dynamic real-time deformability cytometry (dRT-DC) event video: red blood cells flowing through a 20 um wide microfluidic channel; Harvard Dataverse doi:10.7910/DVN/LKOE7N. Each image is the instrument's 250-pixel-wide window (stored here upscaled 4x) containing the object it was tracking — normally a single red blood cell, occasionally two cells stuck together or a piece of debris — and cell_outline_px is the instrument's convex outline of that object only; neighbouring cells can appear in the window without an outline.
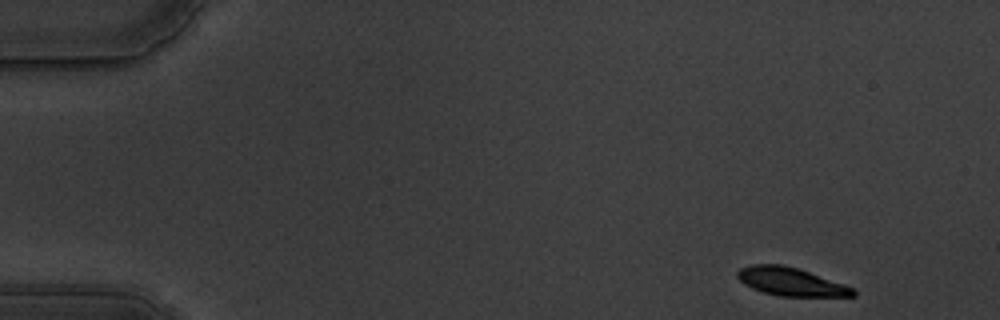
{"species": "common noctule bat (a hibernating species)", "species_latin": "Nyctalus noctula", "temperature_condition": "warm", "stored_images_in_passage": 54, "camera_frame_rate_fps": 3000, "um_per_image_px": 0.085, "animal": {"sex": "male", "body_mass_g": 19.5, "forearm_length_mm": 54.6}, "frame": {"image": 1, "passage_image": 1, "time_ms": 0.0, "image_size_px": [1000, 320], "cell_outline_px": [[856, 296], [780, 296], [764, 292], [752, 288], [744, 284], [736, 276], [736, 272], [740, 268], [752, 264], [780, 264], [796, 268], [856, 288]], "centroid_in_image_um": [67.21, 23.94], "position_along_channel_um": 17.8, "area_um2": 18.84}}
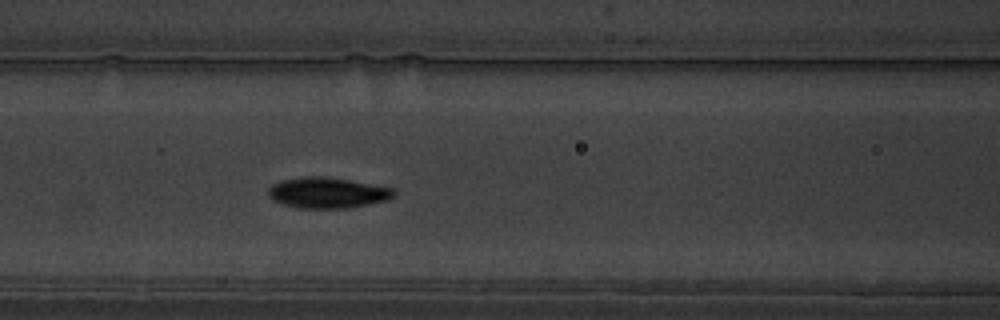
{"frame": {"image": 2, "passage_image": 21, "time_ms": 6.667, "image_size_px": [1000, 320], "cell_outline_px": [[396, 196], [388, 200], [348, 208], [300, 208], [284, 204], [272, 200], [268, 196], [268, 188], [272, 184], [284, 180], [304, 176], [324, 176], [348, 180], [392, 188], [396, 192]], "centroid_in_image_um": [27.83, 16.39], "position_along_channel_um": 138.8, "area_um2": 22.43}}
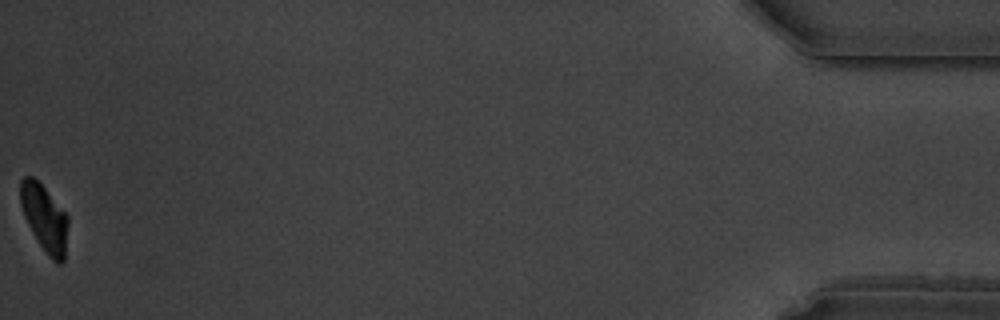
{"frame": {"image": 3, "passage_image": 54, "time_ms": 17.667, "image_size_px": [1000, 320], "cell_outline_px": [[68, 224], [64, 260], [60, 264], [56, 264], [48, 256], [32, 232], [24, 216], [20, 204], [20, 180], [24, 176], [32, 176], [44, 188], [68, 216]], "centroid_in_image_um": [3.78, 18.56], "position_along_channel_um": 431.4, "area_um2": 18.32}, "authors_computed_cell_mechanics": {"area_um2": 21.3282, "velocity_mm_per_s": 3.5041, "shape_relaxation_time_tau1_ms": 3.1377, "shape_relaxation_time_tau2_ms": 2.8348, "deformation_change_tau1": 0.1364, "deformation_change_tau2": 0.0361}}